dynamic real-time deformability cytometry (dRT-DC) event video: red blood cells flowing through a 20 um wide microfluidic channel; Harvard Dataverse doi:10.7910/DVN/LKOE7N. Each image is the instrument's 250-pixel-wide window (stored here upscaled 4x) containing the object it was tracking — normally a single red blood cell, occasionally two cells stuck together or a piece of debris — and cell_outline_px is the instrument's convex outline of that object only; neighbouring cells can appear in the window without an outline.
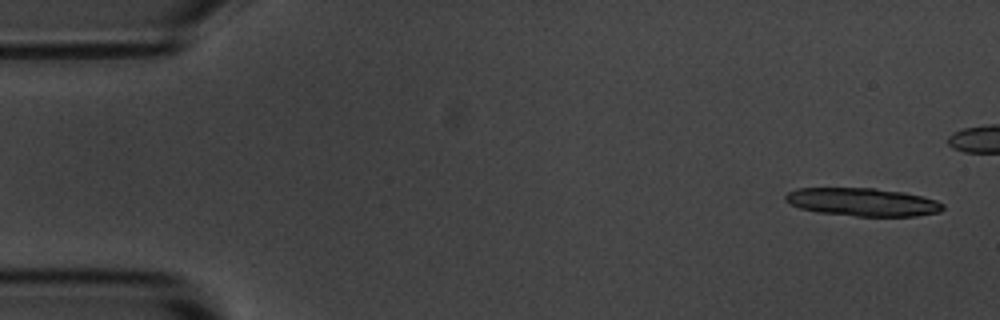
{"species": "common noctule bat (a hibernating species)", "species_latin": "Nyctalus noctula", "temperature_condition": "room temperature", "stored_images_in_passage": 7, "camera_frame_rate_fps": 3000, "um_per_image_px": 0.085, "animal": {"sex": "male", "body_mass_g": 20.1, "forearm_length_mm": 53.5}, "frame": {"image": 1, "passage_image": 1, "time_ms": 0.0, "image_size_px": [1000, 320], "cell_outline_px": [[944, 208], [940, 212], [916, 216], [856, 216], [820, 212], [800, 208], [784, 200], [784, 196], [788, 192], [796, 188], [876, 188], [904, 192], [936, 200], [944, 204]], "centroid_in_image_um": [73.33, 17.17], "position_along_channel_um": 11.7, "area_um2": 25.72}}
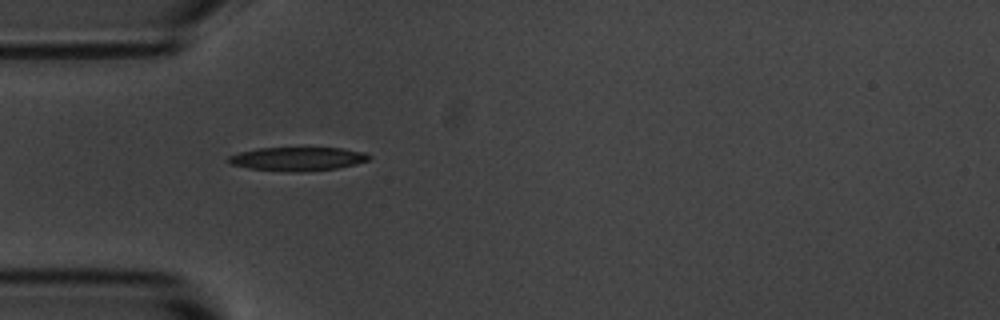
{"frame": {"image": 2, "passage_image": 6, "time_ms": 6.333, "image_size_px": [1000, 320], "cell_outline_px": [[372, 156], [368, 160], [356, 164], [336, 168], [248, 168], [228, 164], [224, 160], [228, 156], [240, 152], [260, 148], [340, 148], [364, 152]], "centroid_in_image_um": [25.27, 13.44], "position_along_channel_um": 59.7, "area_um2": 18.03}}